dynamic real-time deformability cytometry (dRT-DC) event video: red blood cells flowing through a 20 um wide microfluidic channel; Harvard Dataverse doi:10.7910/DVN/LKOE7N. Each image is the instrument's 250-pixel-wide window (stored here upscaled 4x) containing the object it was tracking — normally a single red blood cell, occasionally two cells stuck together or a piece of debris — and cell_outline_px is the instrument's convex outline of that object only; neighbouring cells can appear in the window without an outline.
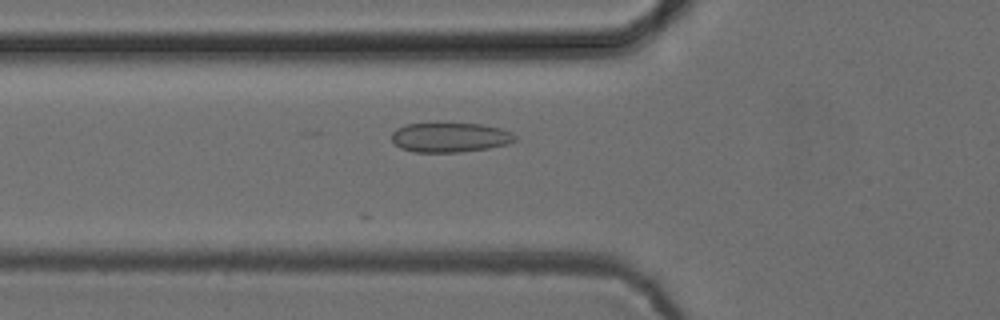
{"species": "common noctule bat (a hibernating species)", "species_latin": "Nyctalus noctula", "temperature_condition": "cold", "stored_images_in_passage": 32, "camera_frame_rate_fps": 3000, "um_per_image_px": 0.085, "animal": {"sex": "female", "body_mass_g": 24.6, "forearm_length_mm": 56.2}, "frame": {"image": 1, "passage_image": 19, "time_ms": 6.0, "image_size_px": [1000, 320], "cell_outline_px": [[516, 140], [508, 144], [488, 148], [460, 152], [416, 152], [400, 148], [392, 140], [392, 132], [396, 128], [404, 124], [480, 124], [500, 128], [512, 132], [516, 136]], "centroid_in_image_um": [38.25, 11.68], "position_along_channel_um": 87.5, "area_um2": 21.15}}
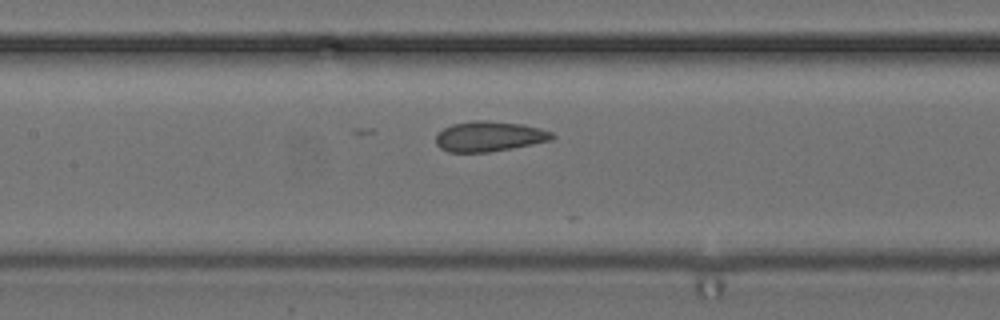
{"frame": {"image": 2, "passage_image": 25, "time_ms": 8.0, "image_size_px": [1000, 320], "cell_outline_px": [[556, 136], [552, 140], [512, 148], [488, 152], [448, 152], [440, 148], [436, 144], [436, 136], [444, 128], [452, 124], [472, 120], [484, 120], [524, 124], [540, 128], [552, 132]], "centroid_in_image_um": [41.6, 11.59], "position_along_channel_um": 165.8, "area_um2": 20.52}}
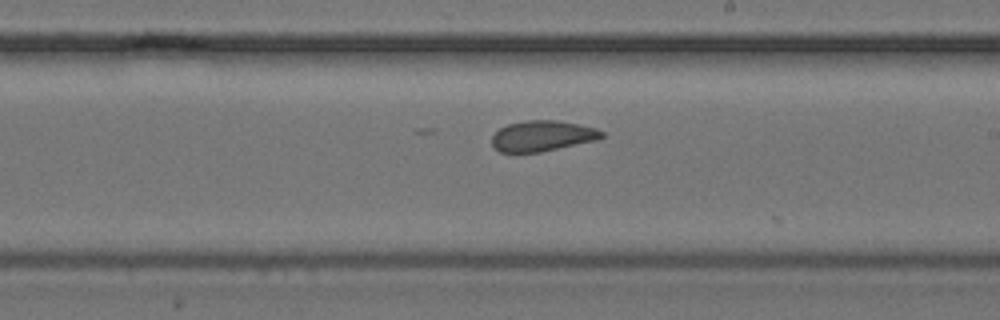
{"frame": {"image": 3, "passage_image": 31, "time_ms": 10.0, "image_size_px": [1000, 320], "cell_outline_px": [[604, 136], [596, 140], [540, 152], [500, 152], [492, 148], [492, 136], [500, 128], [508, 124], [528, 120], [556, 120], [596, 128], [604, 132]], "centroid_in_image_um": [46.07, 11.56], "position_along_channel_um": 242.9, "area_um2": 19.48}}